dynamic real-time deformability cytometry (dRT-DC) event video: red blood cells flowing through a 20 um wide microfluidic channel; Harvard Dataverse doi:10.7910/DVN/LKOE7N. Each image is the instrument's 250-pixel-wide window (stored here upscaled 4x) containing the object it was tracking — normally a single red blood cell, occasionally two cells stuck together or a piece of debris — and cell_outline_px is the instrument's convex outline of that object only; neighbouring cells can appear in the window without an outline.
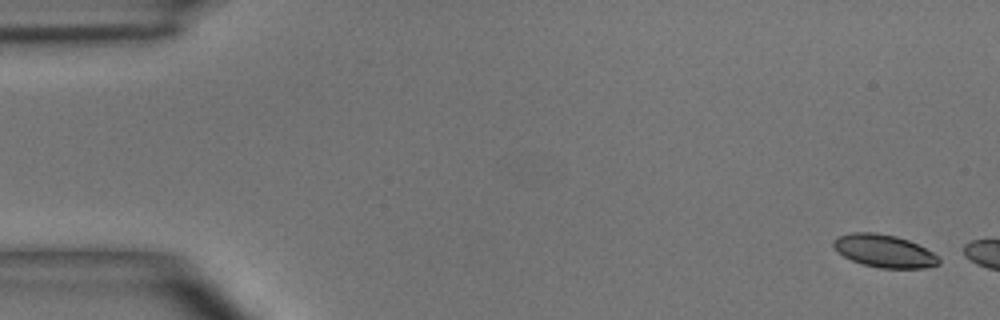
{"species": "common noctule bat (a hibernating species)", "species_latin": "Nyctalus noctula", "temperature_condition": "room temperature", "stored_images_in_passage": 2, "camera_frame_rate_fps": 3000, "um_per_image_px": 0.085, "animal": {"sex": "male", "body_mass_g": 15.6}, "frame": {"image": 1, "passage_image": 1, "time_ms": 0.0, "image_size_px": [1000, 320], "cell_outline_px": [[940, 264], [924, 268], [880, 268], [864, 264], [852, 260], [836, 252], [832, 244], [832, 240], [840, 236], [852, 232], [876, 232], [896, 236], [908, 240], [932, 252], [940, 260]], "centroid_in_image_um": [75.12, 21.33], "position_along_channel_um": 9.9, "area_um2": 20.0}}